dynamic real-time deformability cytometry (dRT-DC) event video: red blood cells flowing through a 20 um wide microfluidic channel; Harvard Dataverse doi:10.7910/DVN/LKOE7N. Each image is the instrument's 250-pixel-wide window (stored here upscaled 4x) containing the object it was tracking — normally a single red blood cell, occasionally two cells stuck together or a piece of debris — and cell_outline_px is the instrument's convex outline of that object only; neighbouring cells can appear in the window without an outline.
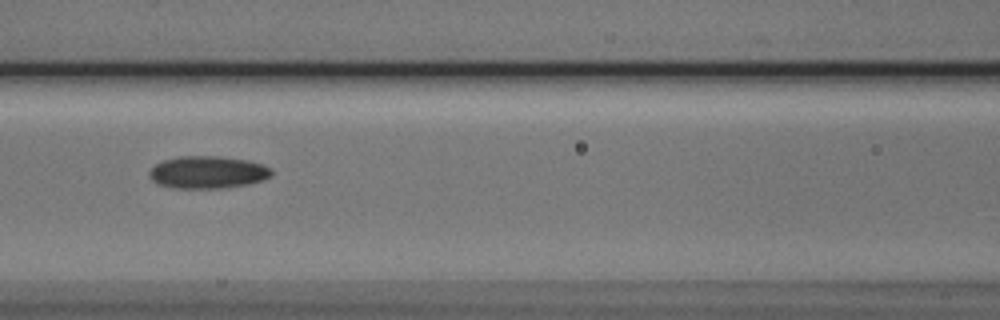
{"species": "Egyptian fruit bat (a non-hibernating species)", "species_latin": "Rousettus aegyptiacus", "temperature_condition": "cold", "stored_images_in_passage": 5, "camera_frame_rate_fps": 3000, "um_per_image_px": 0.085, "animal": {"sex": "male"}, "frame": {"image": 1, "passage_image": 4, "time_ms": 4.333, "image_size_px": [1000, 320], "cell_outline_px": [[272, 176], [264, 180], [248, 184], [224, 188], [176, 188], [156, 184], [148, 176], [148, 172], [156, 164], [164, 160], [180, 156], [216, 156], [248, 160], [272, 168]], "centroid_in_image_um": [17.66, 14.65], "position_along_channel_um": 148.9, "area_um2": 23.18}}
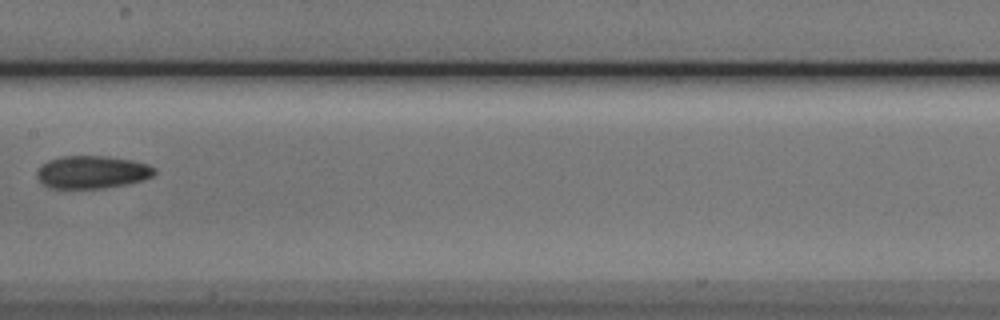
{"frame": {"image": 2, "passage_image": 5, "time_ms": 5.667, "image_size_px": [1000, 320], "cell_outline_px": [[156, 172], [152, 176], [144, 180], [128, 184], [104, 188], [48, 188], [36, 176], [36, 172], [40, 164], [48, 160], [60, 156], [108, 156], [132, 160], [148, 164], [156, 168]], "centroid_in_image_um": [7.83, 14.62], "position_along_channel_um": 199.6, "area_um2": 22.72}}